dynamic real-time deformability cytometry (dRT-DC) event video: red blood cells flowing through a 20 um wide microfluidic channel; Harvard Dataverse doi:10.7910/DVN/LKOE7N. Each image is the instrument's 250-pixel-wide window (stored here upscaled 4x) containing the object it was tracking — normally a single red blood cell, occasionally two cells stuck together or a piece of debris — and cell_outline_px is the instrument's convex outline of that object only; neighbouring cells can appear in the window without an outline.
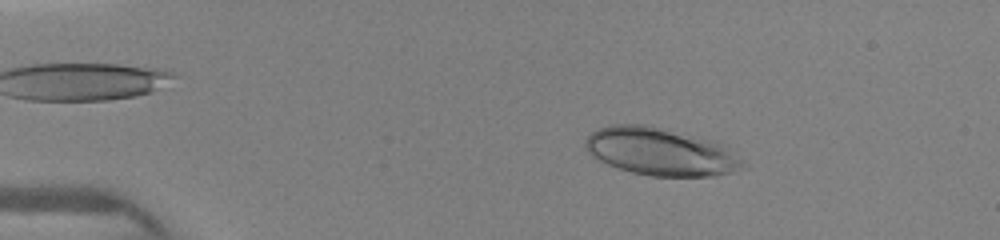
{"species": "human", "species_latin": "Homo sapiens", "temperature_condition": "warm", "stored_images_in_passage": 11, "camera_frame_rate_fps": 3000, "um_per_image_px": 0.085, "donor": {"sex": "female"}, "frame": {"image": 1, "passage_image": 5, "time_ms": 2.333, "image_size_px": [1000, 240], "cell_outline_px": [[748, 168], [736, 172], [716, 176], [648, 176], [632, 172], [608, 164], [592, 156], [584, 148], [584, 140], [592, 132], [600, 128], [612, 124], [648, 124], [668, 128], [716, 140], [724, 144], [744, 160], [748, 164]], "centroid_in_image_um": [56.25, 12.88], "position_along_channel_um": 28.8, "area_um2": 44.8}}
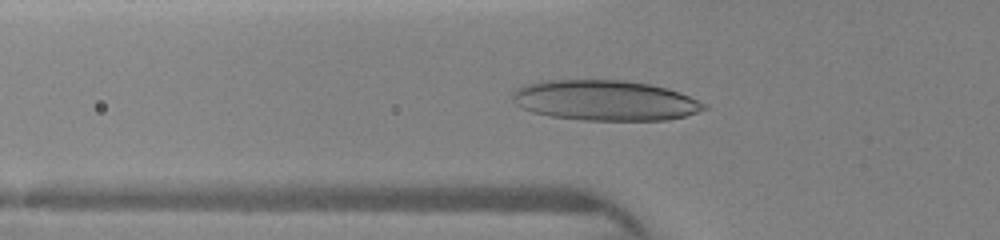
{"frame": {"image": 2, "passage_image": 10, "time_ms": 5.0, "image_size_px": [1000, 240], "cell_outline_px": [[708, 108], [684, 116], [668, 120], [584, 120], [552, 116], [532, 112], [516, 104], [512, 100], [512, 92], [516, 88], [528, 84], [548, 80], [620, 80], [648, 84], [668, 88], [708, 104]], "centroid_in_image_um": [51.43, 8.54], "position_along_channel_um": 74.4, "area_um2": 44.8}}